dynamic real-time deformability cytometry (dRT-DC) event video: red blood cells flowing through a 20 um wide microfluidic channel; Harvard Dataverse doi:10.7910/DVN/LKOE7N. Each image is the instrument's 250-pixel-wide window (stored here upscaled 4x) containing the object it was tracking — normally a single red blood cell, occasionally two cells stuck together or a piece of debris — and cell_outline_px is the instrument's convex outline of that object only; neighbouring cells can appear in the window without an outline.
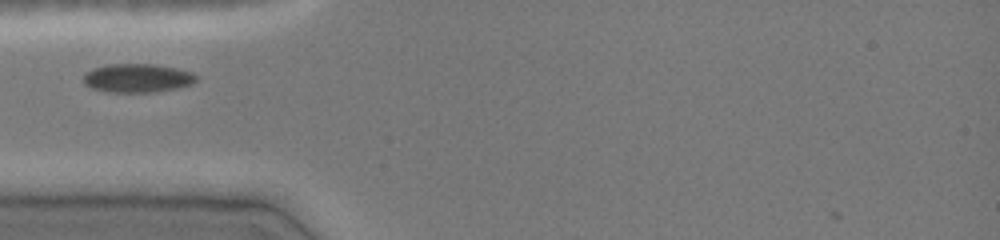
{"species": "common noctule bat (a hibernating species)", "species_latin": "Nyctalus noctula", "temperature_condition": "cold", "stored_images_in_passage": 27, "camera_frame_rate_fps": 3000, "um_per_image_px": 0.085, "animal": {"sex": "female", "body_mass_g": 19.0, "forearm_length_mm": 51.5}, "frame": {"image": 1, "passage_image": 1, "time_ms": 0.0, "image_size_px": [1000, 240], "cell_outline_px": [[196, 80], [192, 84], [176, 88], [156, 92], [108, 92], [92, 88], [84, 84], [84, 72], [92, 68], [108, 64], [156, 64], [176, 68], [192, 72], [196, 76]], "centroid_in_image_um": [11.66, 6.63], "position_along_channel_um": 73.3, "area_um2": 18.96}}
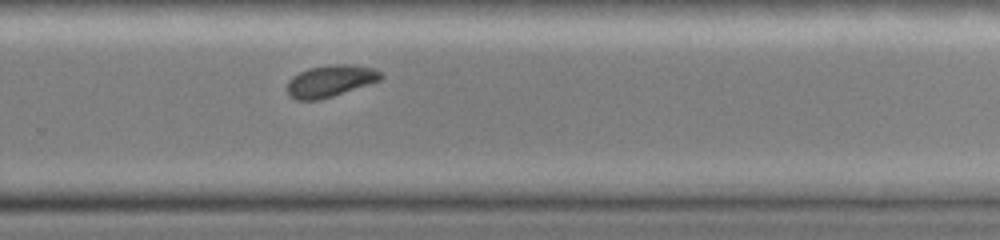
{"frame": {"image": 2, "passage_image": 18, "time_ms": 5.667, "image_size_px": [1000, 240], "cell_outline_px": [[384, 76], [380, 80], [320, 100], [296, 100], [288, 96], [288, 80], [292, 76], [308, 68], [332, 64], [352, 64], [372, 68], [380, 72]], "centroid_in_image_um": [28.05, 6.88], "position_along_channel_um": 301.8, "area_um2": 17.28}}
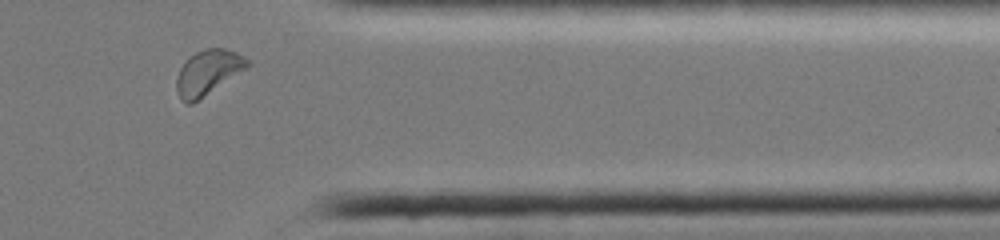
{"frame": {"image": 3, "passage_image": 25, "time_ms": 8.0, "image_size_px": [1000, 240], "cell_outline_px": [[248, 68], [192, 104], [188, 104], [180, 100], [176, 92], [176, 80], [180, 68], [196, 52], [204, 48], [224, 48], [236, 52], [244, 56], [248, 60]], "centroid_in_image_um": [17.67, 6.18], "position_along_channel_um": 393.7, "area_um2": 18.44}}